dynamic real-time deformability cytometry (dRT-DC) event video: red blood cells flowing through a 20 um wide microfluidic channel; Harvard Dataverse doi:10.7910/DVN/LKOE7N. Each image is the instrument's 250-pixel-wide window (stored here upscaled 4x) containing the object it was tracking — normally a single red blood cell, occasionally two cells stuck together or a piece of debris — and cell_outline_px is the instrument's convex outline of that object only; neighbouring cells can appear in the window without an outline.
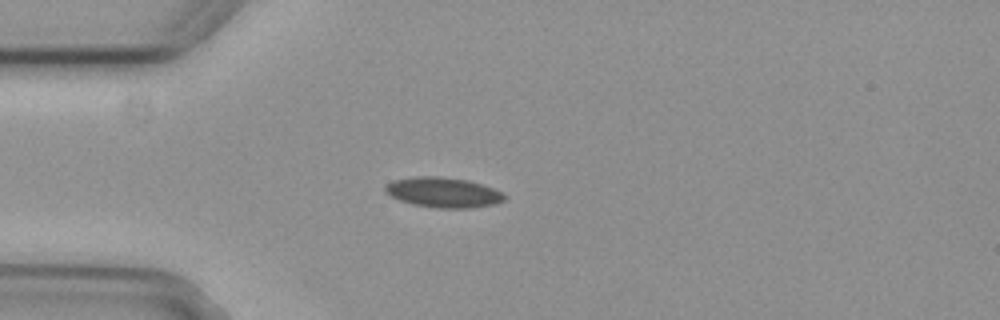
{"species": "common noctule bat (a hibernating species)", "species_latin": "Nyctalus noctula", "temperature_condition": "cold", "stored_images_in_passage": 4, "camera_frame_rate_fps": 3000, "um_per_image_px": 0.085, "animal": {"sex": "female", "body_mass_g": 29.2, "forearm_length_mm": 56.3}, "frame": {"image": 1, "passage_image": 3, "time_ms": 0.667, "image_size_px": [1000, 320], "cell_outline_px": [[504, 200], [496, 204], [472, 208], [436, 208], [412, 204], [400, 200], [384, 192], [384, 184], [392, 180], [412, 176], [440, 176], [468, 180], [492, 188], [500, 192], [504, 196]], "centroid_in_image_um": [37.61, 16.35], "position_along_channel_um": 47.4, "area_um2": 21.04}}